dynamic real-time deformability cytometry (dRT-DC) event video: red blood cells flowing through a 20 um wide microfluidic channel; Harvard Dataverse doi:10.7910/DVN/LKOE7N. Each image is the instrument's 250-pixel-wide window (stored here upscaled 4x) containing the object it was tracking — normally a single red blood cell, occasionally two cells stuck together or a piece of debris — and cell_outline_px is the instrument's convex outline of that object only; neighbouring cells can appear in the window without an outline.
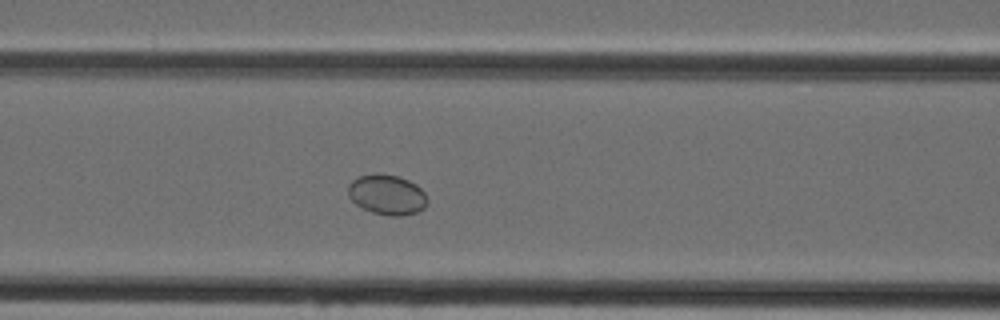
{"species": "Egyptian fruit bat (a non-hibernating species)", "species_latin": "Rousettus aegyptiacus", "temperature_condition": "cold", "stored_images_in_passage": 34, "camera_frame_rate_fps": 3000, "um_per_image_px": 0.085, "animal": {"sex": "female"}, "frame": {"image": 1, "passage_image": 5, "time_ms": 1.333, "image_size_px": [1000, 320], "cell_outline_px": [[428, 200], [424, 208], [416, 212], [400, 216], [388, 216], [372, 212], [356, 204], [348, 196], [348, 184], [352, 180], [360, 176], [376, 172], [380, 172], [396, 176], [408, 180], [416, 184], [424, 192]], "centroid_in_image_um": [32.88, 16.53], "position_along_channel_um": 133.7, "area_um2": 18.61}}
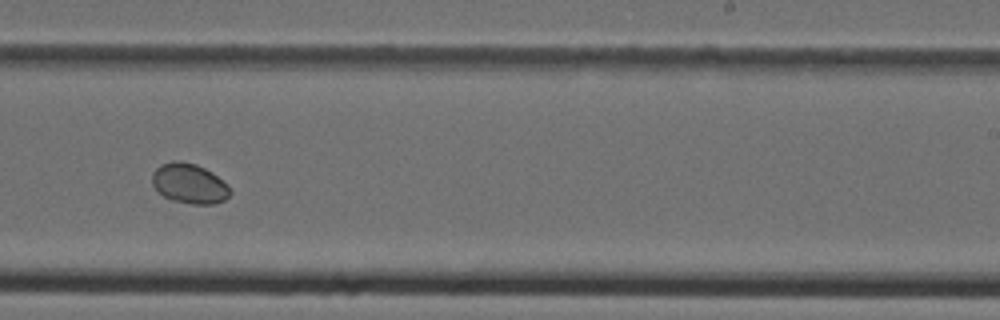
{"frame": {"image": 2, "passage_image": 15, "time_ms": 4.667, "image_size_px": [1000, 320], "cell_outline_px": [[232, 192], [224, 200], [216, 204], [192, 204], [172, 200], [164, 196], [152, 184], [152, 172], [160, 164], [172, 160], [180, 160], [196, 164], [212, 172], [228, 184]], "centroid_in_image_um": [16.1, 15.59], "position_along_channel_um": 272.9, "area_um2": 18.32}}
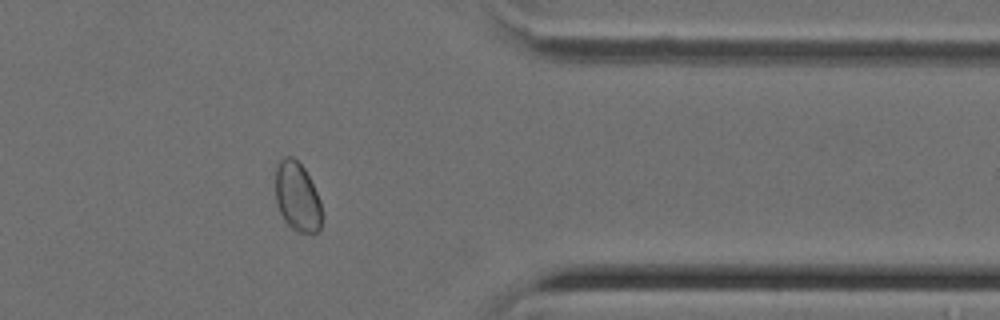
{"frame": {"image": 3, "passage_image": 24, "time_ms": 7.667, "image_size_px": [1000, 320], "cell_outline_px": [[324, 216], [320, 228], [316, 232], [300, 232], [292, 228], [284, 220], [280, 212], [276, 200], [276, 168], [280, 160], [284, 156], [292, 156], [304, 168], [320, 200]], "centroid_in_image_um": [25.29, 16.74], "position_along_channel_um": 386.1, "area_um2": 18.67}}